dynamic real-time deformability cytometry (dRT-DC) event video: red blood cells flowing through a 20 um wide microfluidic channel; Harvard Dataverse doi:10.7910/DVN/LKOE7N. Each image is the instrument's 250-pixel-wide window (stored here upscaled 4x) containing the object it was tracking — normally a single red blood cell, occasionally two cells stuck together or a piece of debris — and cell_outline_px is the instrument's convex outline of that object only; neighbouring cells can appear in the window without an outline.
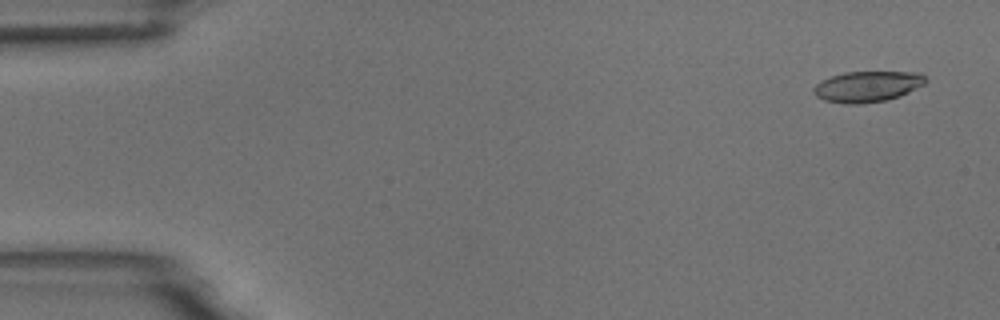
{"species": "common noctule bat (a hibernating species)", "species_latin": "Nyctalus noctula", "temperature_condition": "room temperature", "stored_images_in_passage": 5, "camera_frame_rate_fps": 3000, "um_per_image_px": 0.085, "animal": {"sex": "male", "body_mass_g": 18.8}, "frame": {"image": 1, "passage_image": 1, "time_ms": 0.0, "image_size_px": [1000, 320], "cell_outline_px": [[928, 80], [924, 84], [900, 96], [888, 100], [856, 104], [844, 104], [824, 100], [816, 96], [812, 92], [812, 88], [816, 84], [832, 76], [844, 72], [920, 72]], "centroid_in_image_um": [73.72, 7.36], "position_along_channel_um": 11.3, "area_um2": 20.11}}
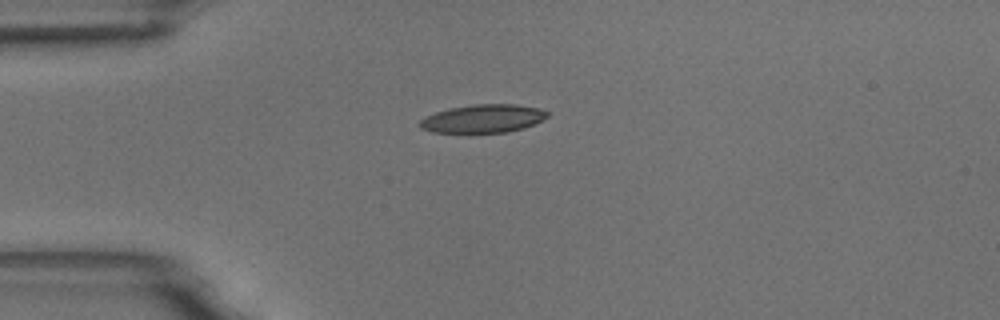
{"frame": {"image": 2, "passage_image": 4, "time_ms": 3.667, "image_size_px": [1000, 320], "cell_outline_px": [[548, 116], [536, 124], [524, 128], [508, 132], [432, 132], [420, 128], [416, 124], [420, 120], [436, 112], [448, 108], [472, 104], [516, 104], [540, 108], [548, 112]], "centroid_in_image_um": [41.07, 10.07], "position_along_channel_um": 43.9, "area_um2": 21.1}}